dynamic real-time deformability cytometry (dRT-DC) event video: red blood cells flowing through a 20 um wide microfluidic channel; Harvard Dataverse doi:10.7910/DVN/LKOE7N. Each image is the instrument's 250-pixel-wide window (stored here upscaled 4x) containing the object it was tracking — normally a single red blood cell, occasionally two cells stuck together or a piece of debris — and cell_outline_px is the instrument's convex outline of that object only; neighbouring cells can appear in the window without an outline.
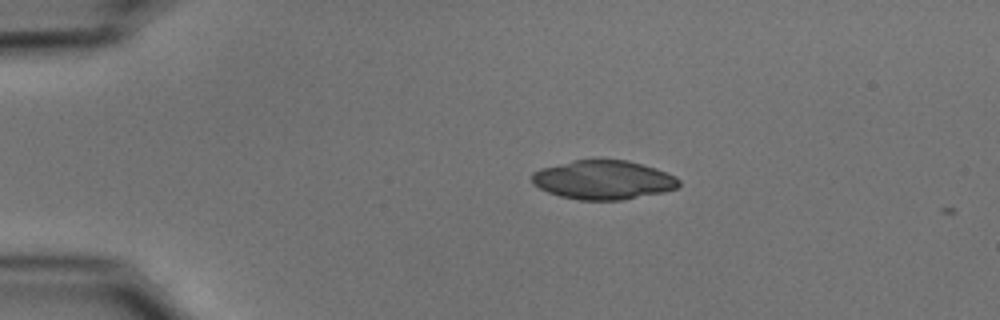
{"species": "common noctule bat (a hibernating species)", "species_latin": "Nyctalus noctula", "temperature_condition": "cold", "stored_images_in_passage": 2, "camera_frame_rate_fps": 3000, "um_per_image_px": 0.085, "animal": {"sex": "male", "body_mass_g": 15.6}, "frame": {"image": 1, "passage_image": 1, "time_ms": 0.0, "image_size_px": [1000, 320], "cell_outline_px": [[680, 184], [676, 188], [664, 192], [620, 200], [580, 200], [560, 196], [548, 192], [532, 184], [532, 172], [540, 168], [576, 160], [600, 156], [628, 160], [656, 168], [676, 176], [680, 180]], "centroid_in_image_um": [51.28, 15.25], "position_along_channel_um": 33.7, "area_um2": 34.1}}